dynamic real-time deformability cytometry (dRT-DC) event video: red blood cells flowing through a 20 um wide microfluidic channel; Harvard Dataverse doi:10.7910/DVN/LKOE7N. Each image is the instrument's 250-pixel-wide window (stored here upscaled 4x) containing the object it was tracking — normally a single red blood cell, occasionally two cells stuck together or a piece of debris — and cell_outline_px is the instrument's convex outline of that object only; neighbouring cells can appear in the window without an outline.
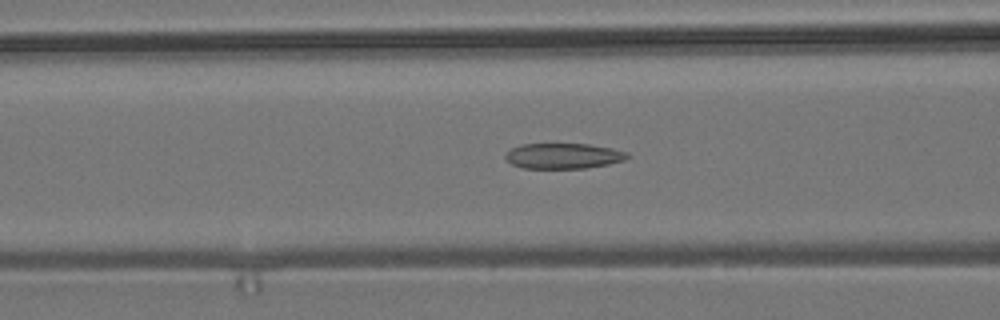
{"species": "common noctule bat (a hibernating species)", "species_latin": "Nyctalus noctula", "temperature_condition": "room temperature", "stored_images_in_passage": 53, "camera_frame_rate_fps": 3000, "um_per_image_px": 0.085, "animal": {"sex": "male", "body_mass_g": 19.2, "forearm_length_mm": 51.8}, "frame": {"image": 1, "passage_image": 20, "time_ms": 6.333, "image_size_px": [1000, 320], "cell_outline_px": [[632, 156], [624, 160], [608, 164], [584, 168], [524, 168], [512, 164], [504, 156], [512, 148], [520, 144], [588, 144], [612, 148], [628, 152]], "centroid_in_image_um": [47.92, 13.25], "position_along_channel_um": 118.7, "area_um2": 18.03}}
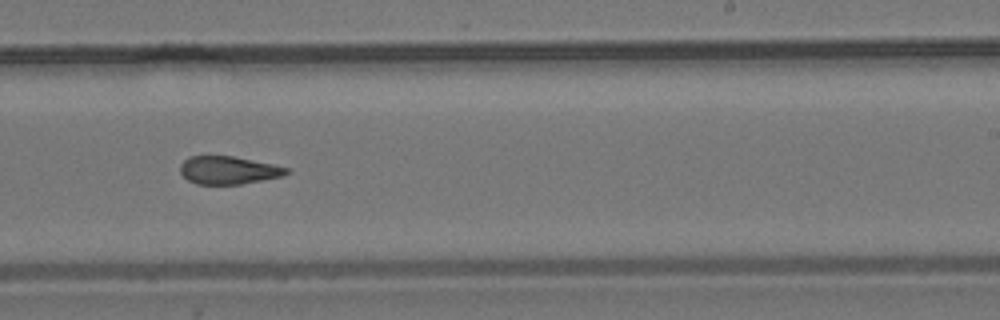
{"frame": {"image": 2, "passage_image": 32, "time_ms": 10.333, "image_size_px": [1000, 320], "cell_outline_px": [[292, 172], [284, 176], [240, 184], [196, 184], [188, 180], [180, 172], [180, 164], [188, 156], [232, 156], [272, 164], [288, 168]], "centroid_in_image_um": [19.42, 14.47], "position_along_channel_um": 269.6, "area_um2": 17.28}}
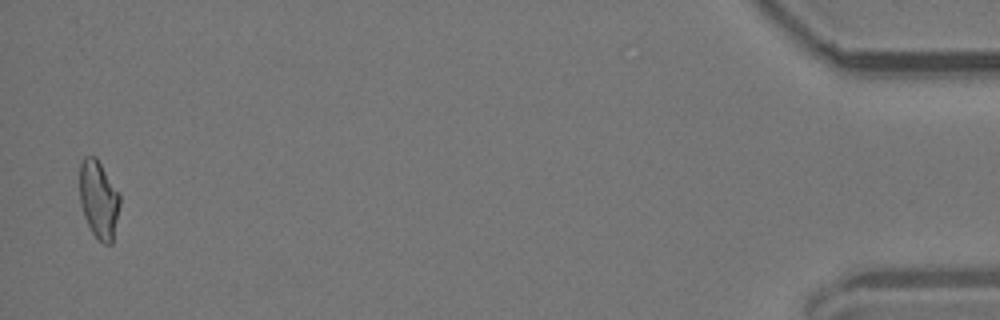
{"frame": {"image": 3, "passage_image": 52, "time_ms": 17.0, "image_size_px": [1000, 320], "cell_outline_px": [[120, 204], [112, 244], [104, 244], [92, 232], [84, 216], [80, 204], [80, 164], [84, 156], [96, 156], [120, 192]], "centroid_in_image_um": [8.4, 16.92], "position_along_channel_um": 426.8, "area_um2": 18.38}, "authors_computed_cell_mechanics": {"area_um2": 18.6694, "velocity_mm_per_s": 3.7704, "shape_relaxation_time_tau1_ms": null, "shape_relaxation_time_tau2_ms": 3.0225, "deformation_change_tau1": null, "deformation_change_tau2": 0.1142}}